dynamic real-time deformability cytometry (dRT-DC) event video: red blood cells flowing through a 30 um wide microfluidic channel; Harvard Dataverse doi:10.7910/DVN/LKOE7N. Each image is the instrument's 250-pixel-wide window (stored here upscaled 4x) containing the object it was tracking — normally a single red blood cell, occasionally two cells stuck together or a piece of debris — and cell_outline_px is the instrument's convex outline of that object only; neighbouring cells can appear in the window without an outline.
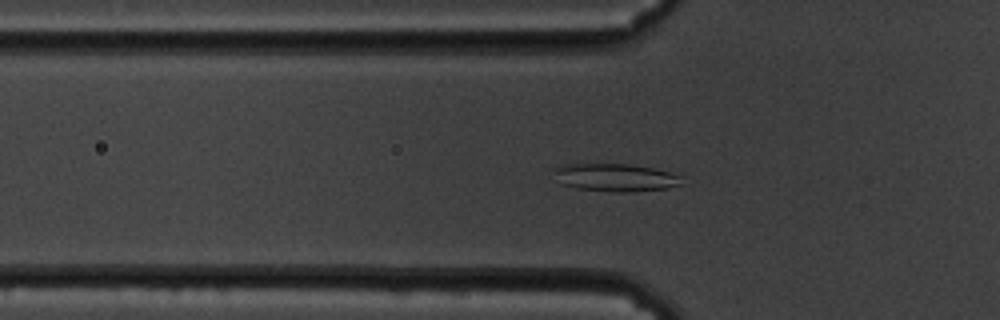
{"species": "common noctule bat (a hibernating species)", "species_latin": "Nyctalus noctula", "temperature_condition": "cold", "stored_images_in_passage": 59, "camera_frame_rate_fps": 3000, "um_per_image_px": 0.085, "animal": {"sex": "male", "body_mass_g": 19.5, "forearm_length_mm": 54.6}, "frame": {"image": 1, "passage_image": 20, "time_ms": 6.333, "image_size_px": [1000, 320], "cell_outline_px": [[684, 176], [680, 184], [668, 188], [636, 192], [612, 192], [576, 188], [560, 184], [552, 168], [560, 164], [628, 164], [652, 168]], "centroid_in_image_um": [52.29, 15.09], "position_along_channel_um": 73.5, "area_um2": 20.92}}
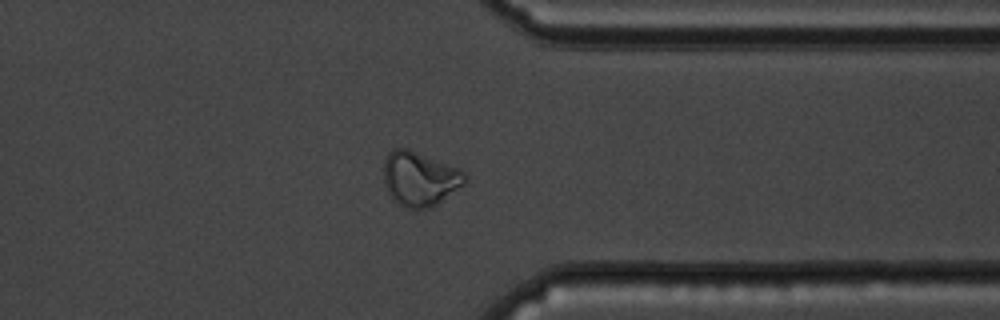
{"frame": {"image": 2, "passage_image": 47, "time_ms": 15.333, "image_size_px": [1000, 320], "cell_outline_px": [[468, 180], [464, 184], [432, 208], [404, 208], [392, 200], [384, 184], [384, 160], [388, 152], [392, 148], [408, 148], [460, 168], [464, 172]], "centroid_in_image_um": [35.67, 15.19], "position_along_channel_um": 375.7, "area_um2": 26.13}}
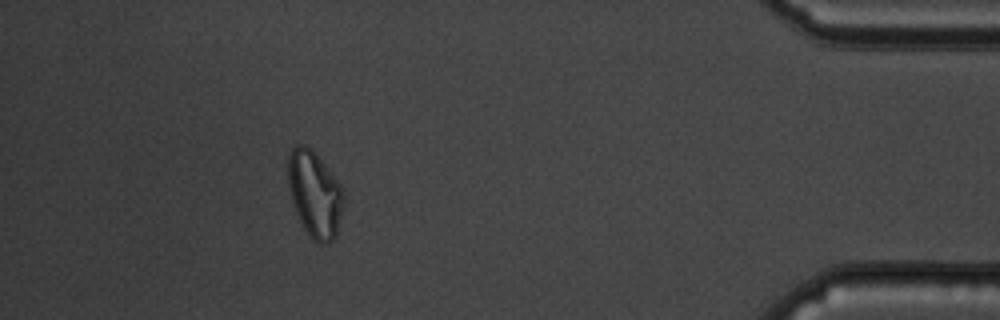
{"frame": {"image": 3, "passage_image": 54, "time_ms": 17.667, "image_size_px": [1000, 320], "cell_outline_px": [[344, 208], [336, 236], [328, 244], [320, 244], [312, 240], [304, 228], [296, 212], [288, 188], [288, 156], [292, 148], [296, 144], [304, 144], [312, 148], [328, 168], [340, 184], [344, 192]], "centroid_in_image_um": [26.77, 16.5], "position_along_channel_um": 408.4, "area_um2": 28.26}, "authors_computed_cell_mechanics": {"area_um2": 23.5246, "velocity_mm_per_s": 3.3868, "shape_relaxation_time_tau1_ms": null, "shape_relaxation_time_tau2_ms": 3.7625, "deformation_change_tau1": null, "deformation_change_tau2": 0.0824}}